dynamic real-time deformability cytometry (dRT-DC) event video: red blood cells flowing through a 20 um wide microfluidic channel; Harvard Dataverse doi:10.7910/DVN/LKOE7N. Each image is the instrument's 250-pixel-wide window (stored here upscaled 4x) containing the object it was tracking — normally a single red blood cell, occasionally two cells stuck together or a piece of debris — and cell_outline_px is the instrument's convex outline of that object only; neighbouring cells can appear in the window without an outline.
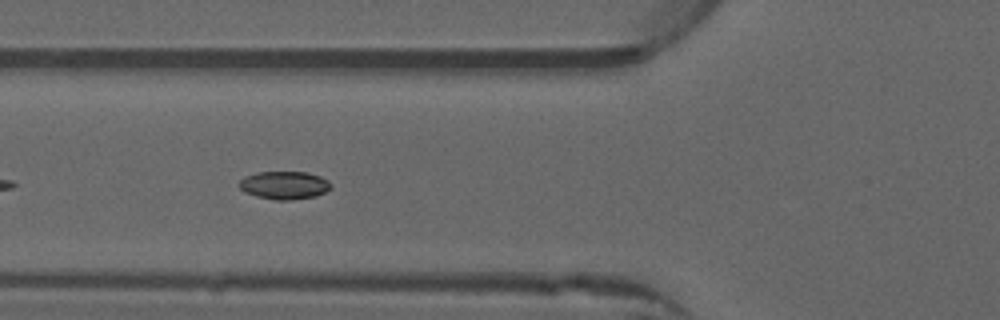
{"species": "common noctule bat (a hibernating species)", "species_latin": "Nyctalus noctula", "temperature_condition": "warm", "stored_images_in_passage": 37, "camera_frame_rate_fps": 3000, "um_per_image_px": 0.085, "animal": {"sex": "male", "forearm_length_mm": 52.5}, "frame": {"image": 1, "passage_image": 6, "time_ms": 1.667, "image_size_px": [1000, 320], "cell_outline_px": [[332, 188], [316, 196], [288, 200], [276, 200], [256, 196], [244, 192], [236, 184], [244, 176], [256, 172], [308, 172], [320, 176], [328, 180], [332, 184]], "centroid_in_image_um": [24.15, 15.73], "position_along_channel_um": 101.7, "area_um2": 15.14}}